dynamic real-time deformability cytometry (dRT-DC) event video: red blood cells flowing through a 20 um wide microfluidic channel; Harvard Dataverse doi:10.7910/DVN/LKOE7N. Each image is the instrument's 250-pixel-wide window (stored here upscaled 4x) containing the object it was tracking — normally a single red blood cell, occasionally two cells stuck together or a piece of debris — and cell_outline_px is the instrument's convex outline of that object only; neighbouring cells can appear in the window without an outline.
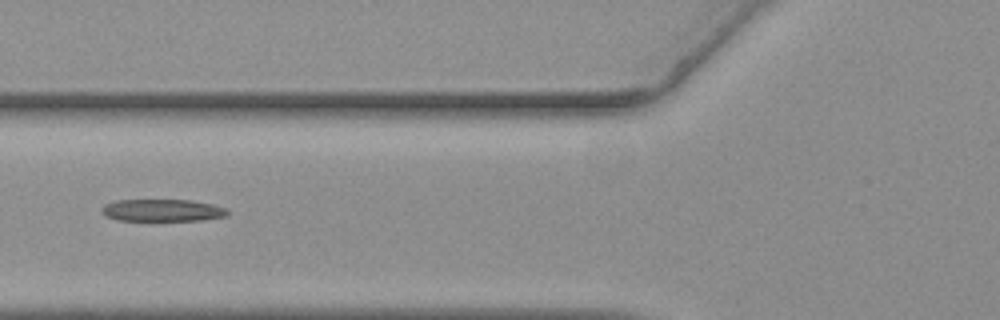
{"species": "common noctule bat (a hibernating species)", "species_latin": "Nyctalus noctula", "temperature_condition": "warm", "stored_images_in_passage": 56, "camera_frame_rate_fps": 3000, "um_per_image_px": 0.085, "animal": {"sex": "female", "body_mass_g": 19.3, "forearm_length_mm": 54.1}, "frame": {"image": 1, "passage_image": 22, "time_ms": 7.0, "image_size_px": [1000, 320], "cell_outline_px": [[228, 216], [204, 220], [116, 220], [104, 216], [100, 212], [100, 208], [104, 204], [116, 200], [192, 200], [212, 204], [228, 208]], "centroid_in_image_um": [13.79, 17.87], "position_along_channel_um": 112.0, "area_um2": 16.47}}
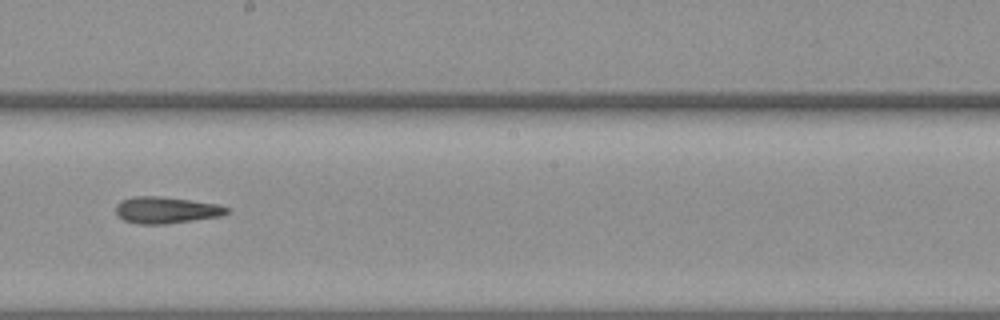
{"frame": {"image": 2, "passage_image": 32, "time_ms": 10.333, "image_size_px": [1000, 320], "cell_outline_px": [[228, 212], [220, 216], [164, 224], [136, 224], [124, 220], [116, 212], [116, 204], [120, 200], [132, 196], [160, 196], [192, 200], [220, 204], [228, 208]], "centroid_in_image_um": [14.1, 17.84], "position_along_channel_um": 234.1, "area_um2": 17.22}}
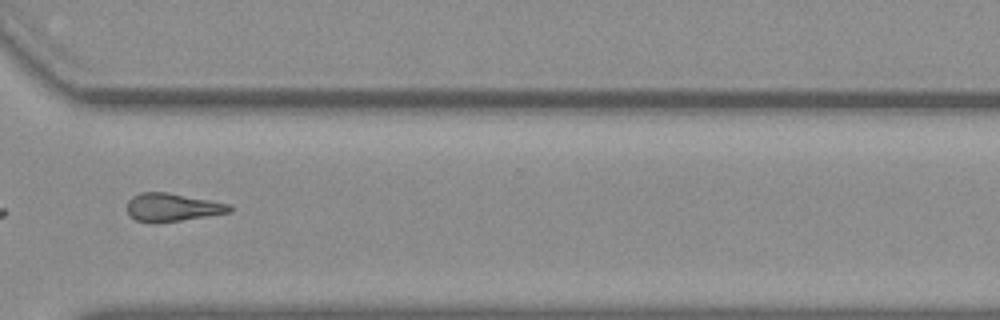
{"frame": {"image": 3, "passage_image": 42, "time_ms": 13.667, "image_size_px": [1000, 320], "cell_outline_px": [[232, 212], [156, 224], [148, 224], [136, 220], [128, 212], [128, 200], [132, 196], [140, 192], [168, 192], [232, 204]], "centroid_in_image_um": [14.65, 17.63], "position_along_channel_um": 355.9, "area_um2": 17.05}, "authors_computed_cell_mechanics": {"area_um2": 17.3978, "velocity_mm_per_s": 3.6595, "shape_relaxation_time_tau1_ms": null, "shape_relaxation_time_tau2_ms": 5.3673, "deformation_change_tau1": null, "deformation_change_tau2": 0.1881}}